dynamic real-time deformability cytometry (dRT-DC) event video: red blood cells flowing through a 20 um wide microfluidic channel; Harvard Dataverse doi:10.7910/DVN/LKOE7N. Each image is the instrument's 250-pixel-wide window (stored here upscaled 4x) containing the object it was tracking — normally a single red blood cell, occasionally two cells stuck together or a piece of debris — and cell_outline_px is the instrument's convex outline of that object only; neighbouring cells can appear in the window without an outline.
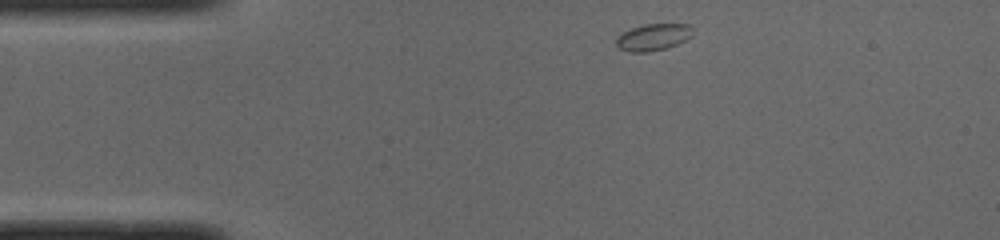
{"species": "common noctule bat (a hibernating species)", "species_latin": "Nyctalus noctula", "temperature_condition": "cold", "stored_images_in_passage": 42, "camera_frame_rate_fps": 3000, "um_per_image_px": 0.085, "animal": {"sex": "male", "body_mass_g": 19.0, "forearm_length_mm": 50.8}, "frame": {"image": 1, "passage_image": 1, "time_ms": 0.0, "image_size_px": [1000, 240], "cell_outline_px": [[692, 36], [676, 44], [664, 48], [644, 52], [628, 52], [620, 48], [616, 44], [616, 40], [624, 32], [632, 28], [644, 24], [688, 24], [692, 28]], "centroid_in_image_um": [55.53, 3.15], "position_along_channel_um": 29.5, "area_um2": 11.62}}
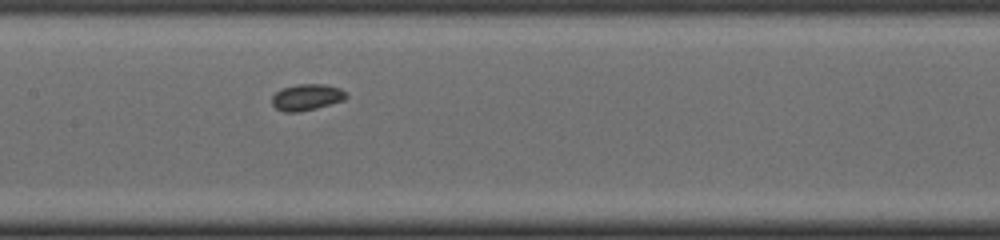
{"frame": {"image": 2, "passage_image": 16, "time_ms": 5.0, "image_size_px": [1000, 240], "cell_outline_px": [[348, 96], [344, 100], [316, 108], [296, 112], [284, 112], [276, 108], [272, 104], [272, 96], [280, 88], [296, 84], [324, 84], [340, 88], [348, 92]], "centroid_in_image_um": [26.08, 8.25], "position_along_channel_um": 181.3, "area_um2": 11.5}}
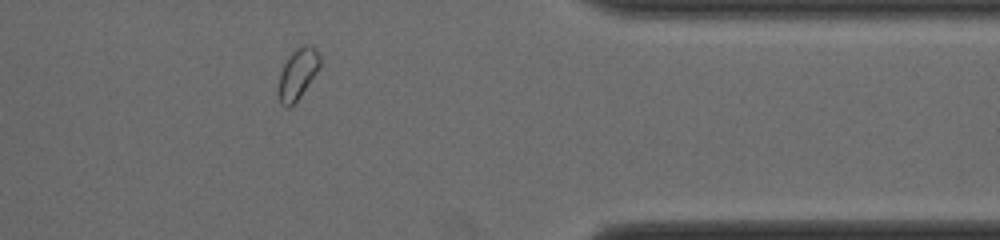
{"frame": {"image": 3, "passage_image": 33, "time_ms": 10.667, "image_size_px": [1000, 240], "cell_outline_px": [[320, 68], [300, 96], [288, 108], [284, 108], [280, 104], [276, 92], [280, 72], [288, 56], [296, 48], [304, 44], [312, 44], [316, 48], [320, 56]], "centroid_in_image_um": [25.28, 6.27], "position_along_channel_um": 386.1, "area_um2": 12.6}, "authors_computed_cell_mechanics": {"area_um2": 11.2421, "velocity_mm_per_s": 3.9524, "shape_relaxation_time_tau1_ms": null, "shape_relaxation_time_tau2_ms": 4.7004, "deformation_change_tau1": null, "deformation_change_tau2": 0.0546}}